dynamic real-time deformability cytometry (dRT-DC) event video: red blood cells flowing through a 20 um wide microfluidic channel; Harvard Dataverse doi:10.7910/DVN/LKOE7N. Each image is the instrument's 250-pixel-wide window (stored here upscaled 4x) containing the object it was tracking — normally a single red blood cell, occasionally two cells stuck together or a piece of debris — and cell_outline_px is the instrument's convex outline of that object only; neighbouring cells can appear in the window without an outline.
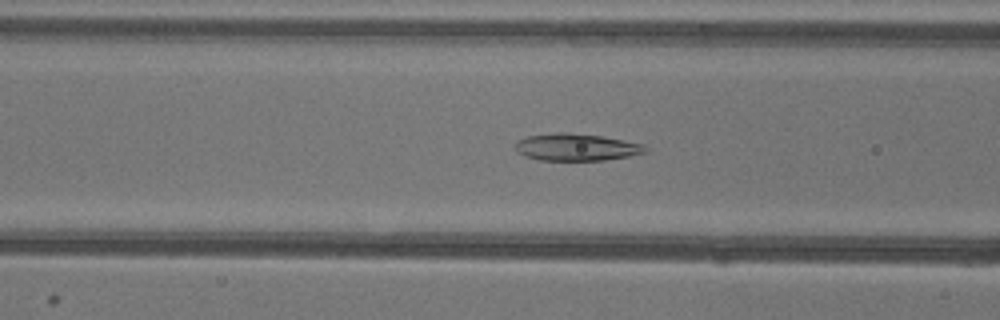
{"species": "common noctule bat (a hibernating species)", "species_latin": "Nyctalus noctula", "temperature_condition": "warm", "stored_images_in_passage": 52, "camera_frame_rate_fps": 3000, "um_per_image_px": 0.085, "animal": {"sex": "female"}, "frame": {"image": 1, "passage_image": 20, "time_ms": 6.333, "image_size_px": [1000, 320], "cell_outline_px": [[648, 152], [628, 156], [604, 160], [540, 160], [524, 156], [516, 152], [516, 140], [528, 136], [556, 132], [568, 132], [604, 136], [644, 144], [648, 148]], "centroid_in_image_um": [49.0, 12.5], "position_along_channel_um": 117.6, "area_um2": 20.75}}
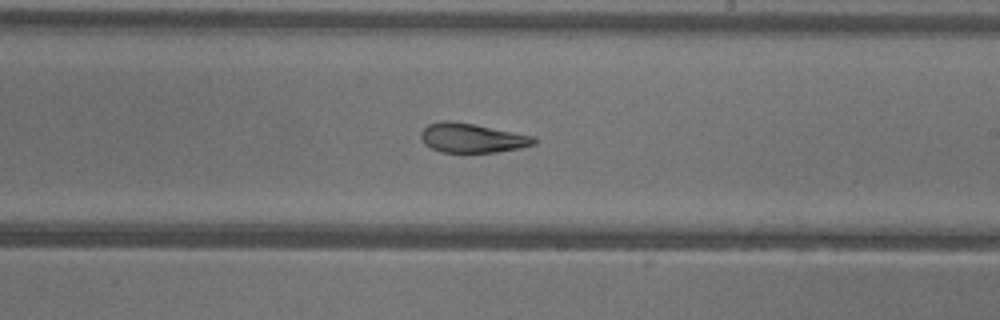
{"frame": {"image": 2, "passage_image": 30, "time_ms": 9.667, "image_size_px": [1000, 320], "cell_outline_px": [[536, 144], [520, 148], [496, 152], [440, 152], [424, 144], [420, 136], [420, 132], [428, 124], [440, 120], [452, 120], [536, 136]], "centroid_in_image_um": [40.12, 11.72], "position_along_channel_um": 248.9, "area_um2": 19.48}}
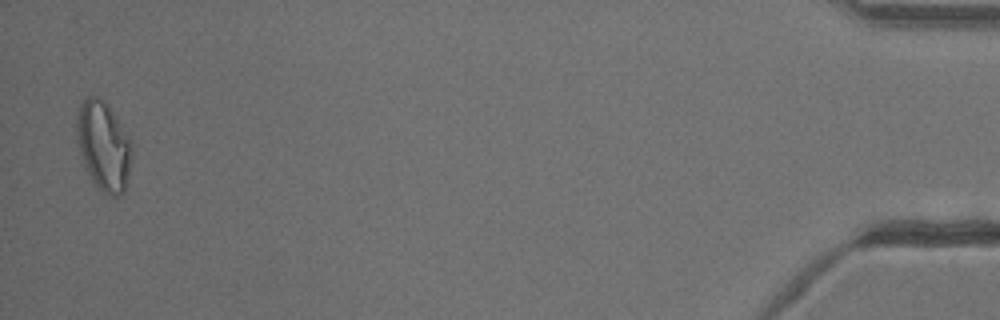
{"frame": {"image": 3, "passage_image": 51, "time_ms": 16.667, "image_size_px": [1000, 320], "cell_outline_px": [[132, 160], [124, 192], [120, 196], [108, 196], [96, 188], [84, 168], [76, 136], [76, 120], [80, 104], [88, 96], [96, 96], [104, 100], [108, 104], [132, 140]], "centroid_in_image_um": [8.81, 12.43], "position_along_channel_um": 426.4, "area_um2": 29.3}, "authors_computed_cell_mechanics": {"area_um2": 22.4553, "velocity_mm_per_s": 3.9398, "shape_relaxation_time_tau1_ms": null, "shape_relaxation_time_tau2_ms": 3.1952, "deformation_change_tau1": null, "deformation_change_tau2": 0.1037}}